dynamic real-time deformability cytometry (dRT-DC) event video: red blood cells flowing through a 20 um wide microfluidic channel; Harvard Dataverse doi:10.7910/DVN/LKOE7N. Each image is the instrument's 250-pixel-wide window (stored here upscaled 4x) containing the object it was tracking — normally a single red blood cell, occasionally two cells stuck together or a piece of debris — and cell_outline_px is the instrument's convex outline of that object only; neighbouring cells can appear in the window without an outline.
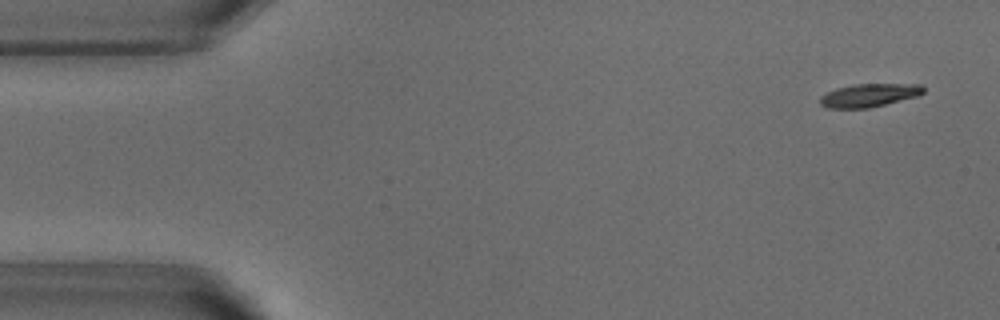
{"species": "common noctule bat (a hibernating species)", "species_latin": "Nyctalus noctula", "temperature_condition": "warm", "stored_images_in_passage": 12, "camera_frame_rate_fps": 3000, "um_per_image_px": 0.085, "animal": {"sex": "male", "body_mass_g": 18.8}, "frame": {"image": 1, "passage_image": 3, "time_ms": 0.667, "image_size_px": [1000, 320], "cell_outline_px": [[924, 92], [916, 96], [868, 108], [828, 108], [820, 104], [820, 96], [836, 88], [852, 84], [920, 84], [924, 88]], "centroid_in_image_um": [73.84, 8.09], "position_along_channel_um": 11.2, "area_um2": 13.81}}